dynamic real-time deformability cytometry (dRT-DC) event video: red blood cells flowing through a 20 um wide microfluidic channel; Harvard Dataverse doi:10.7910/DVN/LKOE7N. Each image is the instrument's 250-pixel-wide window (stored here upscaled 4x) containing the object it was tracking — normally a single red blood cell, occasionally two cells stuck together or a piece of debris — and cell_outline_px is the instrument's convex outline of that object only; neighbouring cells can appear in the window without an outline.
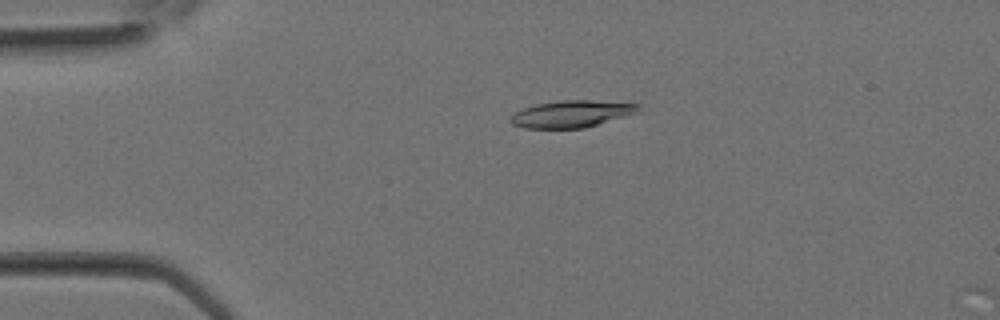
{"species": "Egyptian fruit bat (a non-hibernating species)", "species_latin": "Rousettus aegyptiacus", "temperature_condition": "room temperature", "stored_images_in_passage": 4, "camera_frame_rate_fps": 3000, "um_per_image_px": 0.085, "animal": {"sex": "female"}, "frame": {"image": 1, "passage_image": 3, "time_ms": 0.667, "image_size_px": [1000, 320], "cell_outline_px": [[640, 108], [636, 112], [624, 116], [584, 128], [524, 128], [512, 124], [508, 120], [508, 116], [524, 108], [536, 104], [560, 100], [588, 100], [640, 104]], "centroid_in_image_um": [48.51, 9.68], "position_along_channel_um": 36.5, "area_um2": 19.88}}